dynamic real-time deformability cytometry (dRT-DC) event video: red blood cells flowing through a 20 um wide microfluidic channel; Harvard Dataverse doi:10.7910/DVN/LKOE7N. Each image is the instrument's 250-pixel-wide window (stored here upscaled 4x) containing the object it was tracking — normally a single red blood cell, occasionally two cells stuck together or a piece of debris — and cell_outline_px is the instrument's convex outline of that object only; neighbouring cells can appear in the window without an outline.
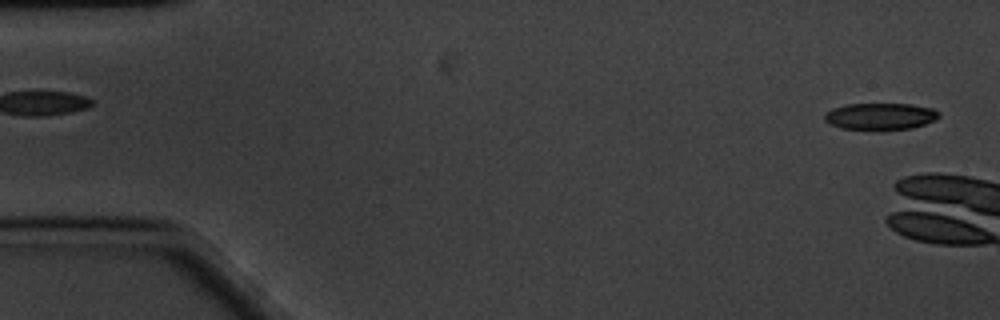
{"species": "common noctule bat (a hibernating species)", "species_latin": "Nyctalus noctula", "temperature_condition": "cold", "stored_images_in_passage": 7, "camera_frame_rate_fps": 3000, "um_per_image_px": 0.085, "animal": {"sex": "male", "body_mass_g": 20.1, "forearm_length_mm": 53.5}, "frame": {"image": 1, "passage_image": 2, "time_ms": 0.333, "image_size_px": [1000, 320], "cell_outline_px": [[940, 116], [936, 120], [912, 128], [880, 132], [840, 128], [828, 124], [824, 120], [824, 112], [832, 108], [848, 104], [908, 104], [932, 108], [940, 112]], "centroid_in_image_um": [74.79, 9.93], "position_along_channel_um": 10.2, "area_um2": 18.55}}